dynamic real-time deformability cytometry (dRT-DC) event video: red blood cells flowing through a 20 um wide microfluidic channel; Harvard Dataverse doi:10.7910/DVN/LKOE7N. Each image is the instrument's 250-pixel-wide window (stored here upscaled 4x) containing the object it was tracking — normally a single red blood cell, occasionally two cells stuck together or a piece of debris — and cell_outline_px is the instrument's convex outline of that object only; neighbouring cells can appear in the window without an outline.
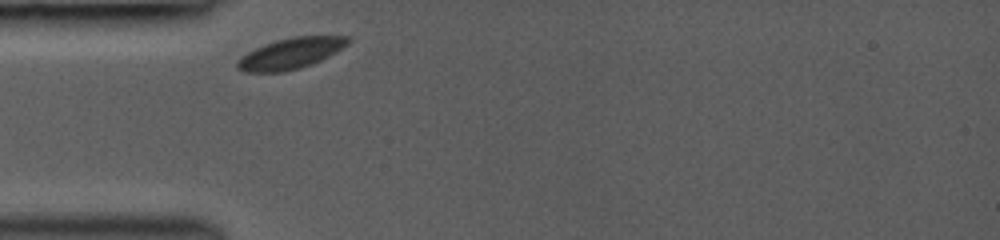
{"species": "common noctule bat (a hibernating species)", "species_latin": "Nyctalus noctula", "temperature_condition": "room temperature", "stored_images_in_passage": 23, "camera_frame_rate_fps": 3000, "um_per_image_px": 0.085, "animal": {"sex": "female", "body_mass_g": 19.0, "forearm_length_mm": 53.3}, "frame": {"image": 1, "passage_image": 1, "time_ms": 0.0, "image_size_px": [1000, 240], "cell_outline_px": [[352, 40], [348, 44], [336, 52], [312, 64], [300, 68], [280, 72], [244, 72], [236, 68], [236, 60], [248, 52], [264, 44], [276, 40], [292, 36], [352, 36]], "centroid_in_image_um": [24.71, 4.53], "position_along_channel_um": 60.3, "area_um2": 20.0}}
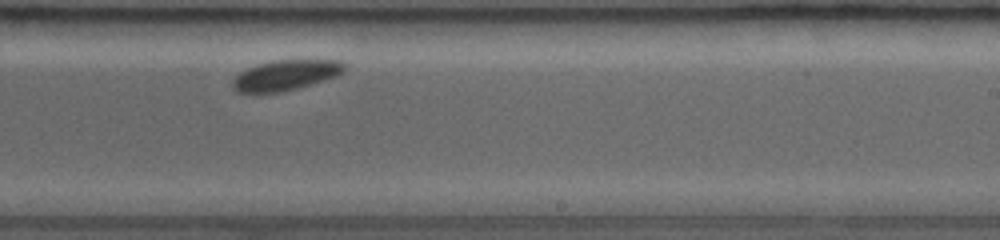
{"frame": {"image": 2, "passage_image": 14, "time_ms": 5.333, "image_size_px": [1000, 240], "cell_outline_px": [[348, 68], [344, 72], [336, 76], [324, 80], [296, 88], [280, 92], [236, 92], [232, 88], [232, 80], [240, 72], [256, 64], [272, 60], [340, 60]], "centroid_in_image_um": [24.28, 6.37], "position_along_channel_um": 264.7, "area_um2": 19.71}}
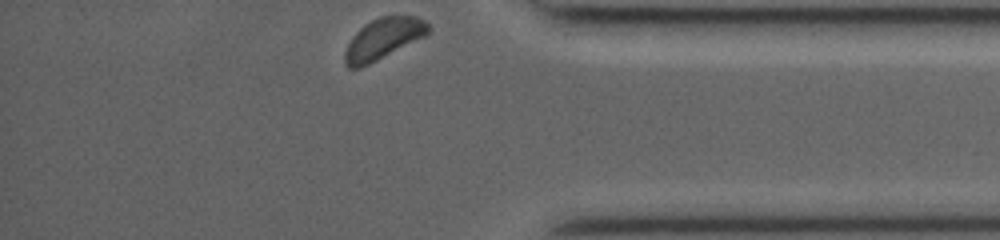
{"frame": {"image": 3, "passage_image": 23, "time_ms": 9.0, "image_size_px": [1000, 240], "cell_outline_px": [[432, 28], [428, 36], [360, 68], [348, 68], [344, 64], [344, 52], [352, 36], [364, 24], [380, 16], [416, 16], [424, 20]], "centroid_in_image_um": [32.61, 3.3], "position_along_channel_um": 402.6, "area_um2": 20.23}}